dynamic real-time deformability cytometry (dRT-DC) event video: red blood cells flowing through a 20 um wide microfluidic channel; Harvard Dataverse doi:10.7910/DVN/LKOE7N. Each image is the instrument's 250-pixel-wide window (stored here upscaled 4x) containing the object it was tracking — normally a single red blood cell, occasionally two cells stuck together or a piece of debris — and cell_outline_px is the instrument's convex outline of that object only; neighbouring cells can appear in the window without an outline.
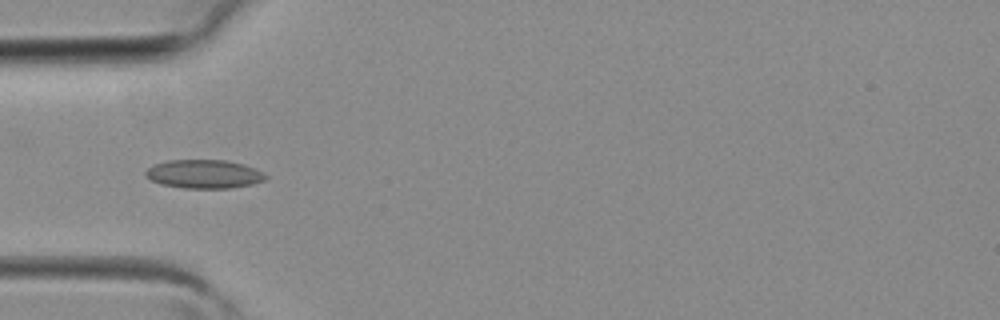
{"species": "common noctule bat (a hibernating species)", "species_latin": "Nyctalus noctula", "temperature_condition": "room temperature", "stored_images_in_passage": 3, "camera_frame_rate_fps": 3000, "um_per_image_px": 0.085, "animal": {"sex": "female", "body_mass_g": 19.3, "forearm_length_mm": 54.1}, "frame": {"image": 1, "passage_image": 3, "time_ms": 0.667, "image_size_px": [1000, 320], "cell_outline_px": [[268, 176], [264, 180], [252, 184], [232, 188], [184, 188], [160, 184], [144, 176], [144, 172], [148, 168], [156, 164], [168, 160], [228, 160], [244, 164], [256, 168], [264, 172]], "centroid_in_image_um": [17.37, 14.79], "position_along_channel_um": 67.6, "area_um2": 20.17}}